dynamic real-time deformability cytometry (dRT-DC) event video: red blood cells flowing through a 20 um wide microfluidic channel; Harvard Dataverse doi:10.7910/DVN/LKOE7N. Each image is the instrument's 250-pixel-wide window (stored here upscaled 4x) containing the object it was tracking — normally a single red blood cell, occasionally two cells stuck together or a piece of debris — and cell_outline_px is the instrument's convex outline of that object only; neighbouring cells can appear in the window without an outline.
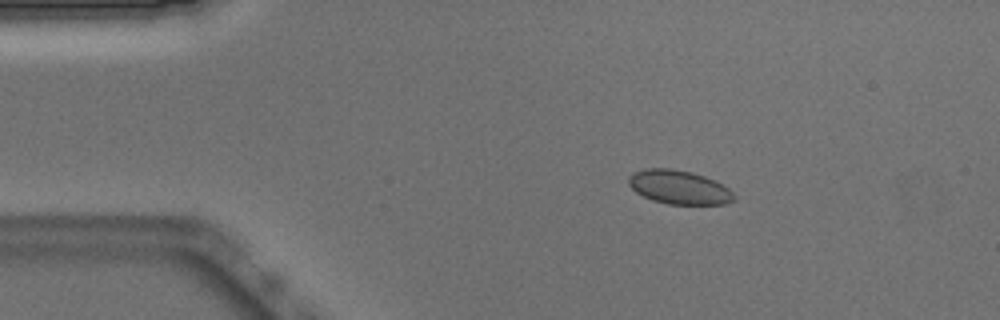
{"species": "Egyptian fruit bat (a non-hibernating species)", "species_latin": "Rousettus aegyptiacus", "temperature_condition": "warm", "stored_images_in_passage": 51, "camera_frame_rate_fps": 3000, "um_per_image_px": 0.085, "animal": {"sex": "male"}, "frame": {"image": 1, "passage_image": 8, "time_ms": 2.333, "image_size_px": [1000, 320], "cell_outline_px": [[736, 200], [724, 204], [668, 204], [652, 200], [636, 192], [628, 184], [628, 176], [632, 172], [644, 168], [672, 168], [692, 172], [716, 180], [728, 188], [736, 196]], "centroid_in_image_um": [57.72, 15.9], "position_along_channel_um": 27.3, "area_um2": 21.04}}
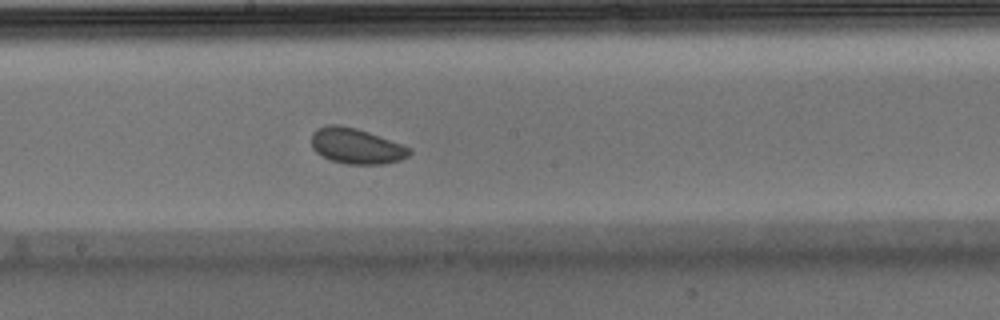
{"frame": {"image": 2, "passage_image": 27, "time_ms": 8.667, "image_size_px": [1000, 320], "cell_outline_px": [[412, 152], [408, 156], [400, 160], [384, 164], [348, 164], [332, 160], [316, 152], [312, 148], [312, 132], [316, 128], [328, 124], [340, 124], [356, 128], [368, 132], [412, 148]], "centroid_in_image_um": [30.28, 12.4], "position_along_channel_um": 217.9, "area_um2": 20.29}}
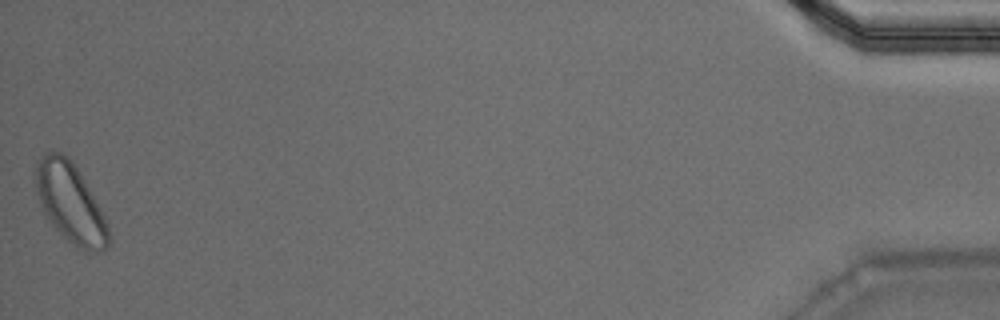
{"frame": {"image": 3, "passage_image": 51, "time_ms": 16.667, "image_size_px": [1000, 320], "cell_outline_px": [[112, 240], [108, 248], [100, 252], [84, 252], [72, 244], [44, 216], [36, 192], [32, 172], [36, 160], [44, 152], [52, 148], [68, 156], [72, 160], [104, 216], [108, 224], [112, 236]], "centroid_in_image_um": [5.94, 17.22], "position_along_channel_um": 429.3, "area_um2": 34.62}, "authors_computed_cell_mechanics": {"area_um2": 20.6924, "velocity_mm_per_s": 3.8713, "shape_relaxation_time_tau1_ms": null, "shape_relaxation_time_tau2_ms": 8.8376, "deformation_change_tau1": null, "deformation_change_tau2": 0.113}}